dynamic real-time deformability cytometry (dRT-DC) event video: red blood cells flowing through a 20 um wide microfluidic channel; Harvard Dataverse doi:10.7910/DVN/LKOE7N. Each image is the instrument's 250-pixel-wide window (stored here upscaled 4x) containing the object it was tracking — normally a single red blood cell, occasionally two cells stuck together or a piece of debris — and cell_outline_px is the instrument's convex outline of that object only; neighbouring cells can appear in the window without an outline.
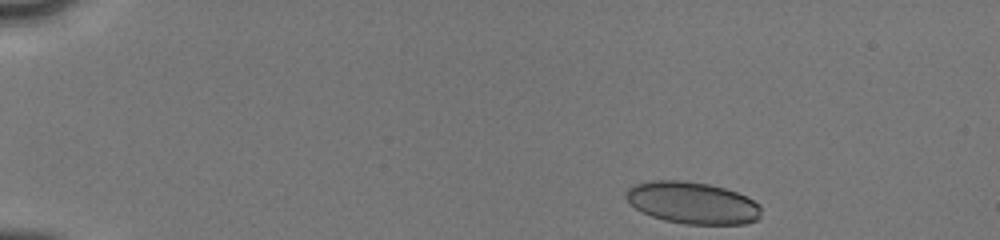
{"species": "human", "species_latin": "Homo sapiens", "temperature_condition": "cold", "stored_images_in_passage": 18, "camera_frame_rate_fps": 3000, "um_per_image_px": 0.085, "donor": {"sex": "male"}, "frame": {"image": 1, "passage_image": 1, "time_ms": 0.0, "image_size_px": [1000, 240], "cell_outline_px": [[760, 216], [756, 220], [744, 224], [684, 224], [664, 220], [652, 216], [636, 208], [624, 196], [628, 188], [632, 184], [652, 180], [684, 180], [708, 184], [724, 188], [748, 196], [760, 204]], "centroid_in_image_um": [58.86, 17.23], "position_along_channel_um": 26.1, "area_um2": 33.12}}
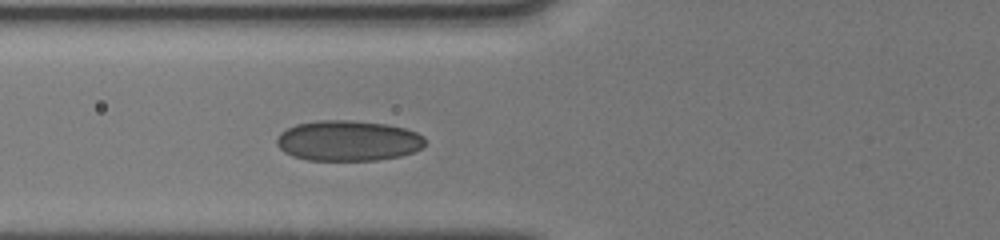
{"frame": {"image": 2, "passage_image": 11, "time_ms": 4.333, "image_size_px": [1000, 240], "cell_outline_px": [[424, 144], [420, 148], [412, 152], [400, 156], [376, 160], [308, 160], [292, 156], [284, 152], [276, 144], [276, 140], [280, 132], [296, 124], [316, 120], [348, 120], [384, 124], [404, 128], [416, 132], [424, 136]], "centroid_in_image_um": [29.55, 11.96], "position_along_channel_um": 96.3, "area_um2": 34.91}}
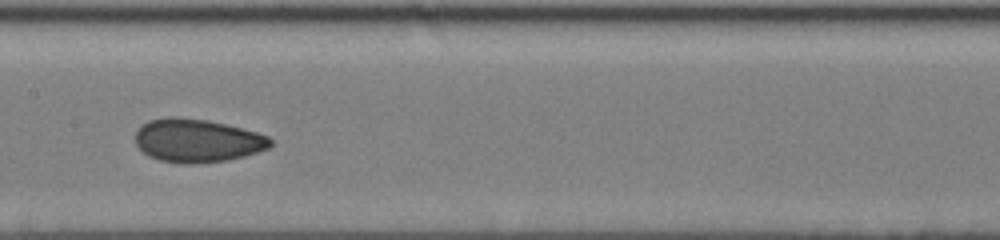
{"frame": {"image": 3, "passage_image": 16, "time_ms": 6.667, "image_size_px": [1000, 240], "cell_outline_px": [[272, 144], [268, 148], [244, 156], [228, 160], [160, 160], [148, 156], [136, 144], [136, 132], [140, 124], [148, 120], [168, 116], [180, 116], [208, 120], [256, 132], [268, 136], [272, 140]], "centroid_in_image_um": [16.74, 11.88], "position_along_channel_um": 190.7, "area_um2": 33.12}}